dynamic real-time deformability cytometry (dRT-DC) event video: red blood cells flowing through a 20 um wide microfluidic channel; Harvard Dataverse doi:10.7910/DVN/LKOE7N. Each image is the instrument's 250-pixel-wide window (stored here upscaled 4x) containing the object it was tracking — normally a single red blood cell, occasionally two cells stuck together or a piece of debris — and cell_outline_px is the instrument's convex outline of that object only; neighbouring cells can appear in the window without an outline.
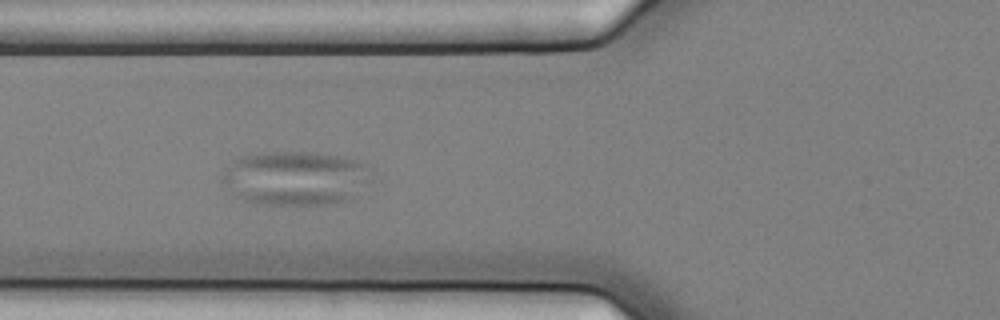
{"species": "common noctule bat (a hibernating species)", "species_latin": "Nyctalus noctula", "temperature_condition": "cold", "stored_images_in_passage": 59, "camera_frame_rate_fps": 3000, "um_per_image_px": 0.085, "animal": {"sex": "female", "body_mass_g": 25.1}, "frame": {"image": 1, "passage_image": 23, "time_ms": 7.333, "image_size_px": [1000, 320], "cell_outline_px": [[376, 180], [352, 196], [344, 200], [332, 204], [252, 204], [236, 196], [220, 180], [220, 176], [236, 160], [244, 156], [256, 152], [316, 152], [344, 156], [356, 160], [372, 168]], "centroid_in_image_um": [25.19, 15.13], "position_along_channel_um": 100.6, "area_um2": 47.69}}
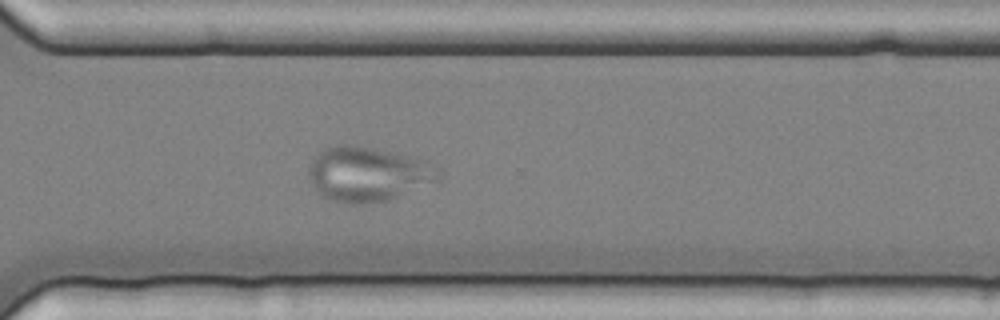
{"frame": {"image": 2, "passage_image": 43, "time_ms": 14.0, "image_size_px": [1000, 320], "cell_outline_px": [[440, 176], [436, 180], [388, 200], [364, 204], [356, 204], [336, 200], [324, 196], [312, 184], [308, 176], [308, 164], [324, 148], [336, 144], [348, 144], [372, 148], [412, 156], [432, 164], [440, 172]], "centroid_in_image_um": [31.22, 14.77], "position_along_channel_um": 339.4, "area_um2": 40.63}}
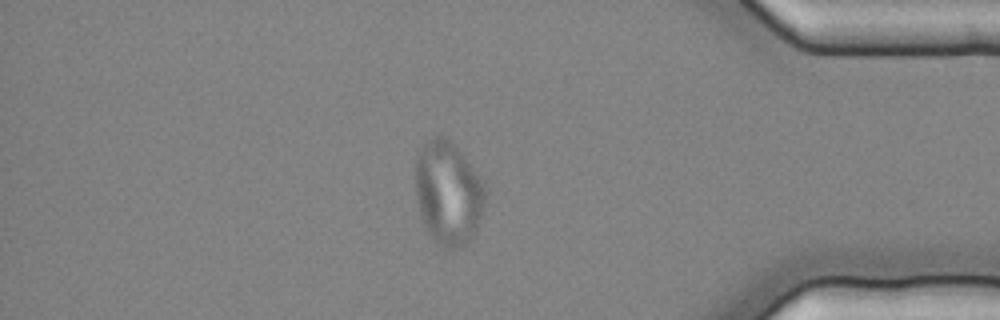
{"frame": {"image": 3, "passage_image": 50, "time_ms": 16.333, "image_size_px": [1000, 320], "cell_outline_px": [[488, 188], [484, 204], [476, 232], [468, 240], [456, 248], [444, 248], [428, 232], [424, 224], [420, 212], [416, 196], [416, 160], [420, 148], [428, 140], [436, 136], [444, 136], [452, 140]], "centroid_in_image_um": [38.11, 16.37], "position_along_channel_um": 397.1, "area_um2": 41.85}}